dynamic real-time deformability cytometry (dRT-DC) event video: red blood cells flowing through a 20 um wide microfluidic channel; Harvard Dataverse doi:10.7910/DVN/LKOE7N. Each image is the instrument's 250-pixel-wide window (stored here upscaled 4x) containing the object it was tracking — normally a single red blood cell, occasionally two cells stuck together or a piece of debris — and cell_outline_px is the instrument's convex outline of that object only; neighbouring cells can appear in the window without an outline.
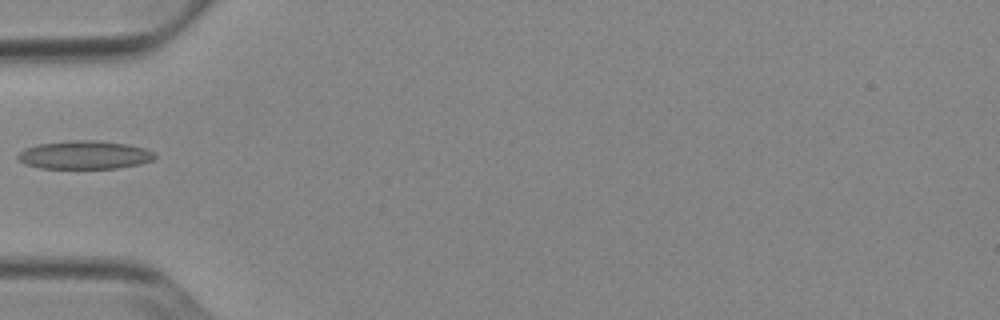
{"species": "Egyptian fruit bat (a non-hibernating species)", "species_latin": "Rousettus aegyptiacus", "temperature_condition": "cold", "stored_images_in_passage": 35, "camera_frame_rate_fps": 3000, "um_per_image_px": 0.085, "animal": {"sex": "female"}, "frame": {"image": 1, "passage_image": 1, "time_ms": 0.0, "image_size_px": [1000, 320], "cell_outline_px": [[156, 156], [152, 160], [140, 164], [116, 168], [40, 168], [24, 164], [16, 156], [24, 148], [36, 144], [72, 140], [100, 140], [128, 144], [144, 148], [156, 152]], "centroid_in_image_um": [7.19, 13.16], "position_along_channel_um": 77.8, "area_um2": 22.77}}
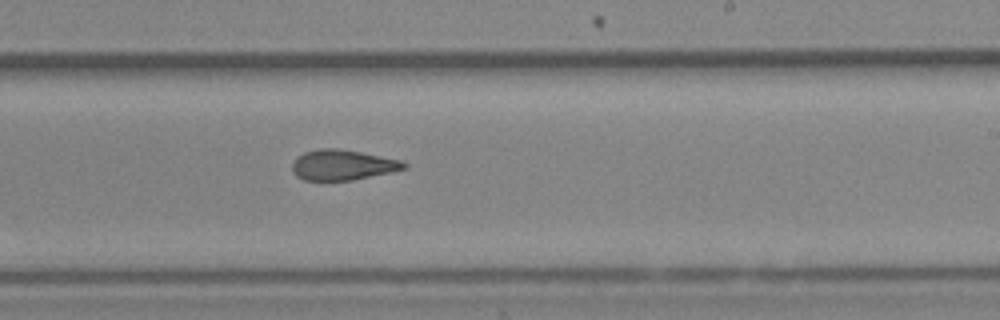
{"frame": {"image": 2, "passage_image": 15, "time_ms": 4.667, "image_size_px": [1000, 320], "cell_outline_px": [[408, 168], [392, 172], [352, 180], [304, 180], [296, 176], [292, 172], [292, 164], [296, 156], [304, 152], [320, 148], [340, 148], [400, 160], [408, 164]], "centroid_in_image_um": [29.1, 14.02], "position_along_channel_um": 259.9, "area_um2": 19.88}}
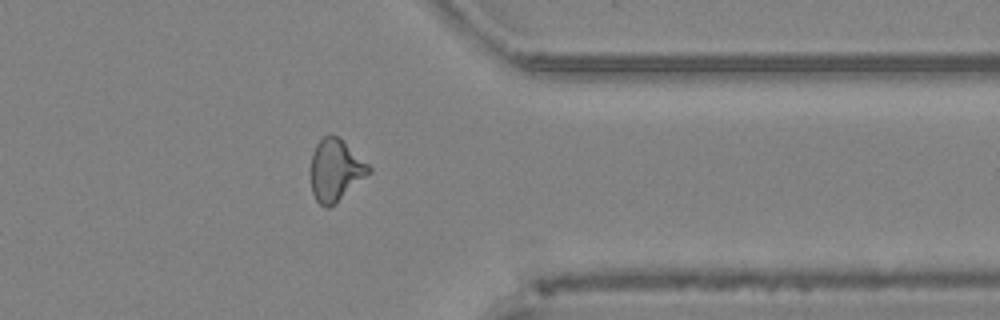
{"frame": {"image": 3, "passage_image": 25, "time_ms": 8.0, "image_size_px": [1000, 320], "cell_outline_px": [[372, 172], [328, 208], [324, 208], [316, 200], [312, 192], [312, 152], [316, 144], [324, 136], [332, 132], [368, 164], [372, 168]], "centroid_in_image_um": [28.52, 14.45], "position_along_channel_um": 382.9, "area_um2": 20.46}}